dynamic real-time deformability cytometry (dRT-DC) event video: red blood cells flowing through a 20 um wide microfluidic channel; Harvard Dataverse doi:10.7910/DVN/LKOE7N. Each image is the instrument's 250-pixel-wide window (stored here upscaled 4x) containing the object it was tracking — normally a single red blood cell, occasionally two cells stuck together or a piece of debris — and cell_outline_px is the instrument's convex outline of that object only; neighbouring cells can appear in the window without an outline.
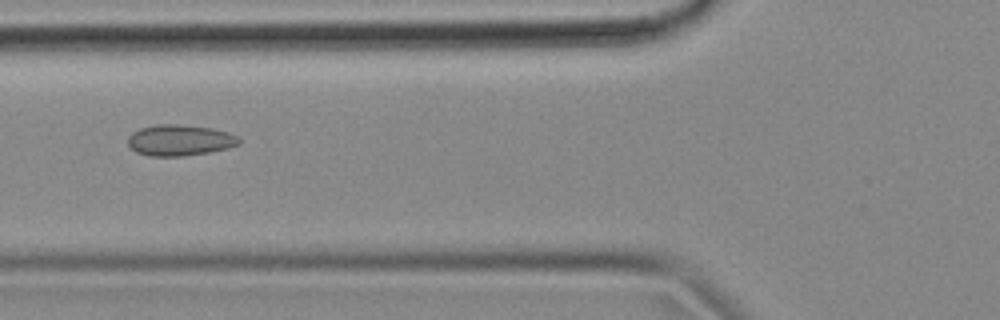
{"species": "common noctule bat (a hibernating species)", "species_latin": "Nyctalus noctula", "temperature_condition": "cold", "stored_images_in_passage": 54, "camera_frame_rate_fps": 3000, "um_per_image_px": 0.085, "animal": {"sex": "female", "body_mass_g": 18.4}, "frame": {"image": 1, "passage_image": 20, "time_ms": 6.333, "image_size_px": [1000, 320], "cell_outline_px": [[240, 144], [228, 148], [208, 152], [184, 156], [148, 156], [136, 152], [128, 144], [128, 136], [132, 132], [140, 128], [156, 124], [180, 124], [212, 128], [228, 132], [236, 136], [240, 140]], "centroid_in_image_um": [15.26, 11.91], "position_along_channel_um": 110.5, "area_um2": 20.17}}
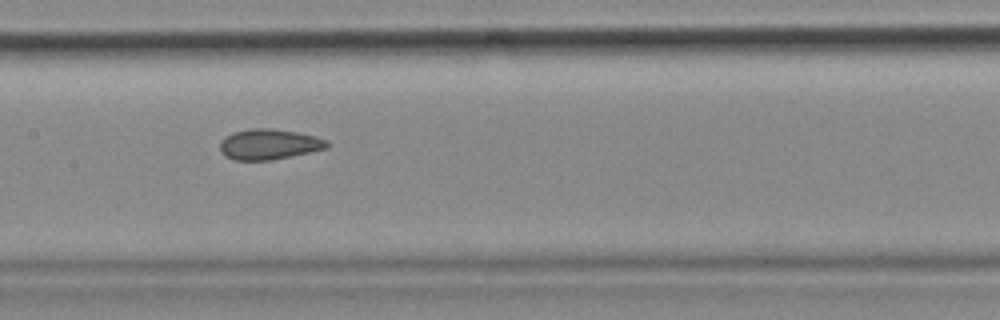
{"frame": {"image": 2, "passage_image": 26, "time_ms": 8.333, "image_size_px": [1000, 320], "cell_outline_px": [[328, 148], [272, 160], [236, 160], [224, 156], [220, 152], [220, 140], [224, 136], [232, 132], [252, 128], [272, 128], [296, 132], [316, 136], [328, 140]], "centroid_in_image_um": [22.83, 12.26], "position_along_channel_um": 184.6, "area_um2": 19.19}}
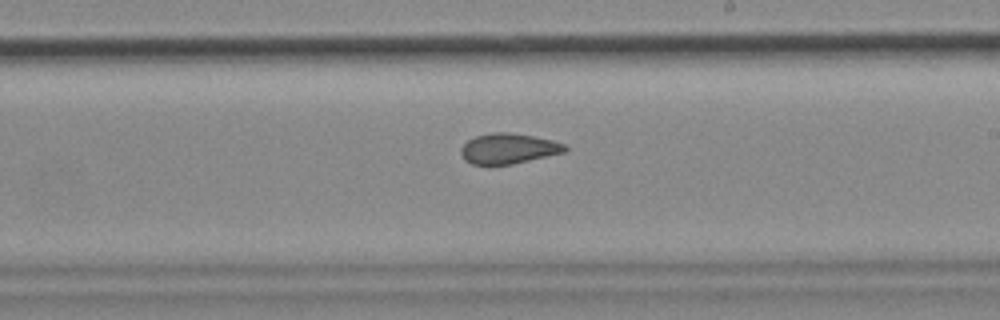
{"frame": {"image": 3, "passage_image": 31, "time_ms": 10.0, "image_size_px": [1000, 320], "cell_outline_px": [[568, 148], [564, 152], [512, 164], [472, 164], [464, 160], [460, 152], [460, 148], [468, 140], [476, 136], [492, 132], [508, 132], [532, 136], [552, 140], [564, 144]], "centroid_in_image_um": [43.19, 12.62], "position_along_channel_um": 245.8, "area_um2": 18.21}, "authors_computed_cell_mechanics": {"area_um2": 19.5942, "velocity_mm_per_s": 3.7035, "shape_relaxation_time_tau1_ms": null, "shape_relaxation_time_tau2_ms": 2.3841, "deformation_change_tau1": null, "deformation_change_tau2": 0.0794}}